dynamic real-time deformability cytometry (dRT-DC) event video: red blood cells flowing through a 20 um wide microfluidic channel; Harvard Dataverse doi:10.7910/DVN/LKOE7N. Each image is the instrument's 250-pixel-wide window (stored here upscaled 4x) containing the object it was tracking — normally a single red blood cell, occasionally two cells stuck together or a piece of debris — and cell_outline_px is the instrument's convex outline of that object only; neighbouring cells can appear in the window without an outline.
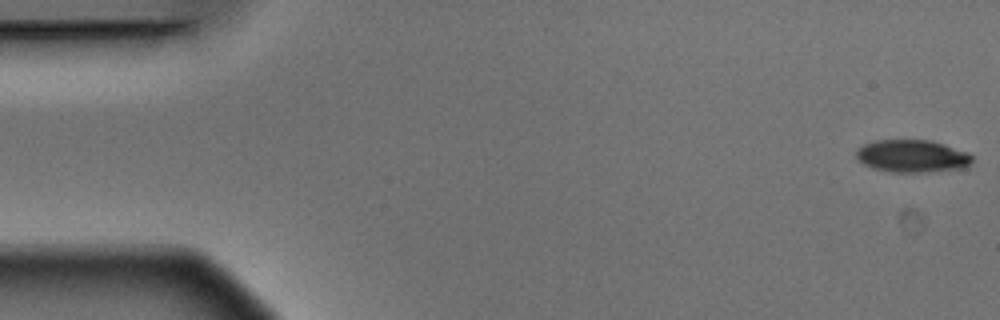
{"species": "Egyptian fruit bat (a non-hibernating species)", "species_latin": "Rousettus aegyptiacus", "temperature_condition": "warm", "stored_images_in_passage": 6, "segment_of_instrument_passage": [2, 2], "camera_frame_rate_fps": 3000, "um_per_image_px": 0.085, "animal": {"sex": "male"}, "frame": {"image": 1, "passage_image": 6, "time_ms": 1.667, "image_size_px": [1000, 320], "cell_outline_px": [[972, 160], [964, 168], [928, 172], [892, 172], [872, 168], [856, 160], [856, 148], [864, 144], [876, 140], [932, 140], [968, 152], [972, 156]], "centroid_in_image_um": [77.5, 13.27], "position_along_channel_um": 7.5, "area_um2": 22.14}}